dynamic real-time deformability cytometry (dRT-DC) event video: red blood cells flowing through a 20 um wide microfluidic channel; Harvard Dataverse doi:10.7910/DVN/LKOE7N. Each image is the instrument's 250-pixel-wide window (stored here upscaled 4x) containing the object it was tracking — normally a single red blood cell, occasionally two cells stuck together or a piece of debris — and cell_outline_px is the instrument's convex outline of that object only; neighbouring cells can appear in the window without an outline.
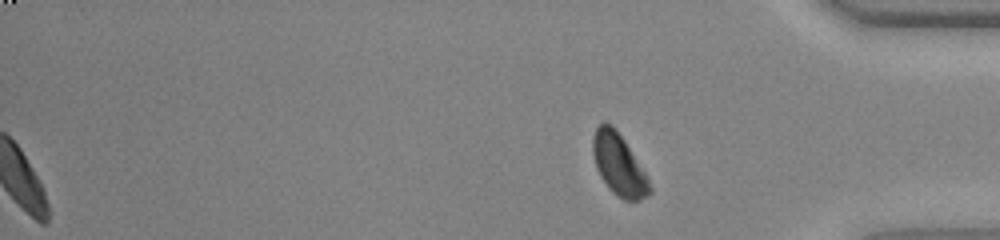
{"species": "common noctule bat (a hibernating species)", "species_latin": "Nyctalus noctula", "temperature_condition": "warm", "stored_images_in_passage": 47, "segment_of_instrument_passage": [2, 2], "camera_frame_rate_fps": 3000, "um_per_image_px": 0.085, "animal": {"sex": "female", "body_mass_g": 23.0, "forearm_length_mm": 53.4}, "frame": {"image": 1, "passage_image": 47, "time_ms": 15.333, "image_size_px": [1000, 240], "cell_outline_px": [[652, 192], [640, 200], [624, 200], [612, 192], [608, 188], [600, 176], [596, 168], [592, 152], [592, 136], [596, 128], [604, 120], [612, 124], [616, 128], [624, 140], [644, 172], [652, 188]], "centroid_in_image_um": [52.56, 13.97], "position_along_channel_um": 382.6, "area_um2": 20.35}}